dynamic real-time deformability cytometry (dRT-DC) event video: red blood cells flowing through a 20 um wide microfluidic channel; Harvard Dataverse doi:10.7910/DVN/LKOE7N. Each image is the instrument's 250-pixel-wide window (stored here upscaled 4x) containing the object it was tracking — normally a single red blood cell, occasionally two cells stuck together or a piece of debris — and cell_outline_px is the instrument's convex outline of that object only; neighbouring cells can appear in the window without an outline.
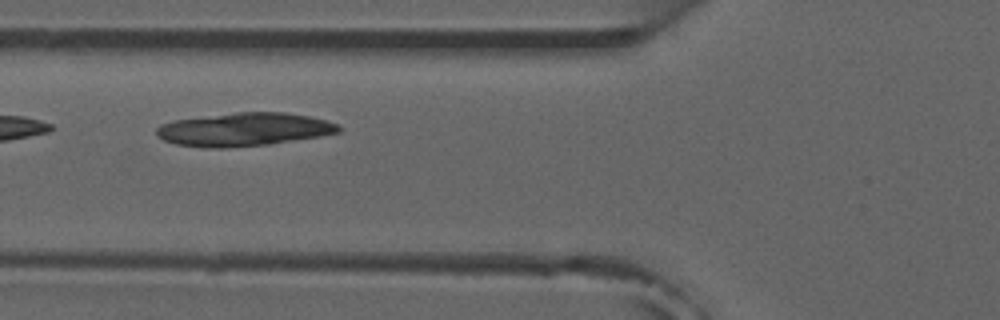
{"species": "common noctule bat (a hibernating species)", "species_latin": "Nyctalus noctula", "temperature_condition": "room temperature", "stored_images_in_passage": 5, "camera_frame_rate_fps": 3000, "um_per_image_px": 0.085, "animal": {"sex": "male", "forearm_length_mm": 52.5}, "frame": {"image": 1, "passage_image": 3, "time_ms": 2.0, "image_size_px": [1000, 320], "cell_outline_px": [[340, 132], [320, 136], [268, 144], [224, 148], [208, 148], [176, 144], [164, 140], [156, 136], [156, 128], [160, 124], [176, 120], [236, 112], [284, 112], [308, 116], [340, 124]], "centroid_in_image_um": [20.73, 11.0], "position_along_channel_um": 105.1, "area_um2": 35.14}}
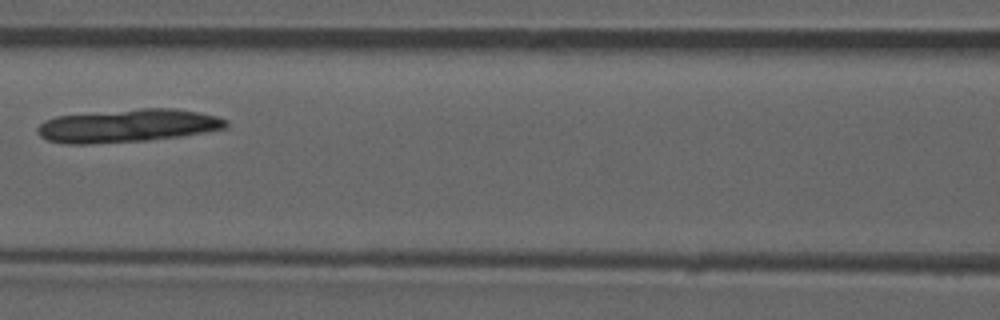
{"frame": {"image": 2, "passage_image": 4, "time_ms": 3.333, "image_size_px": [1000, 320], "cell_outline_px": [[228, 128], [180, 136], [148, 140], [88, 144], [64, 144], [48, 140], [40, 136], [36, 128], [44, 120], [56, 116], [140, 108], [176, 108], [200, 112], [216, 116], [228, 120]], "centroid_in_image_um": [10.87, 10.68], "position_along_channel_um": 155.7, "area_um2": 36.47}}